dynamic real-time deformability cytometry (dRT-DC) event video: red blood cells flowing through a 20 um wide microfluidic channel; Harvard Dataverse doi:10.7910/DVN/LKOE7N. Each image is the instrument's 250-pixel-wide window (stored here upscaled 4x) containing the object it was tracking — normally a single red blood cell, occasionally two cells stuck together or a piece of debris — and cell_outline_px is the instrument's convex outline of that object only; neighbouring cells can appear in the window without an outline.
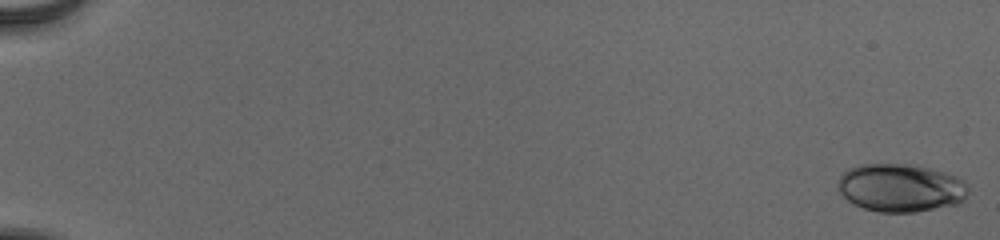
{"species": "human", "species_latin": "Homo sapiens", "temperature_condition": "cold", "stored_images_in_passage": 56, "camera_frame_rate_fps": 3000, "um_per_image_px": 0.085, "donor": {"sex": "male"}, "frame": {"image": 1, "passage_image": 1, "time_ms": 0.0, "image_size_px": [1000, 240], "cell_outline_px": [[968, 192], [964, 200], [956, 204], [916, 212], [876, 212], [864, 208], [848, 200], [836, 188], [836, 184], [840, 176], [848, 168], [860, 164], [916, 164], [932, 168], [956, 176], [964, 180], [968, 184]], "centroid_in_image_um": [76.56, 15.95], "position_along_channel_um": 8.4, "area_um2": 36.88}}
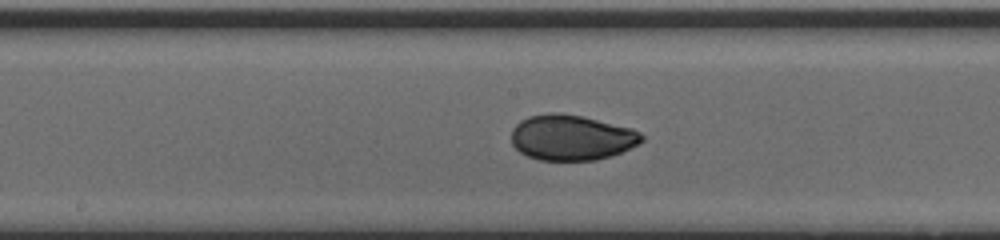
{"frame": {"image": 2, "passage_image": 32, "time_ms": 10.333, "image_size_px": [1000, 240], "cell_outline_px": [[644, 140], [640, 144], [620, 152], [596, 160], [540, 160], [528, 156], [520, 152], [512, 144], [512, 128], [520, 120], [528, 116], [548, 112], [556, 112], [584, 116], [632, 128], [640, 132], [644, 136]], "centroid_in_image_um": [48.58, 11.67], "position_along_channel_um": 199.6, "area_um2": 34.74}}
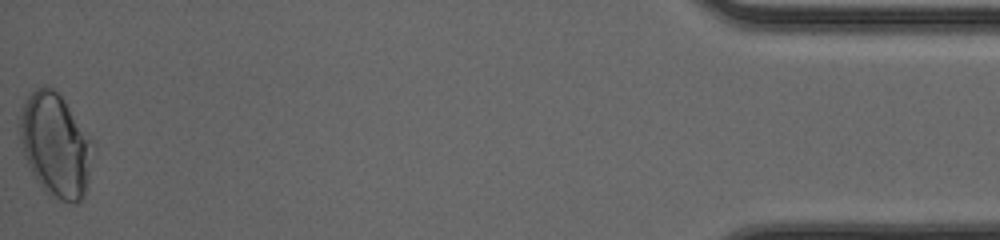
{"frame": {"image": 3, "passage_image": 56, "time_ms": 18.333, "image_size_px": [1000, 240], "cell_outline_px": [[96, 144], [88, 180], [84, 196], [76, 204], [72, 204], [48, 196], [44, 192], [36, 180], [24, 156], [20, 140], [20, 116], [24, 104], [28, 96], [36, 88], [44, 84], [52, 88], [60, 96]], "centroid_in_image_um": [4.74, 12.38], "position_along_channel_um": 430.5, "area_um2": 44.27}}